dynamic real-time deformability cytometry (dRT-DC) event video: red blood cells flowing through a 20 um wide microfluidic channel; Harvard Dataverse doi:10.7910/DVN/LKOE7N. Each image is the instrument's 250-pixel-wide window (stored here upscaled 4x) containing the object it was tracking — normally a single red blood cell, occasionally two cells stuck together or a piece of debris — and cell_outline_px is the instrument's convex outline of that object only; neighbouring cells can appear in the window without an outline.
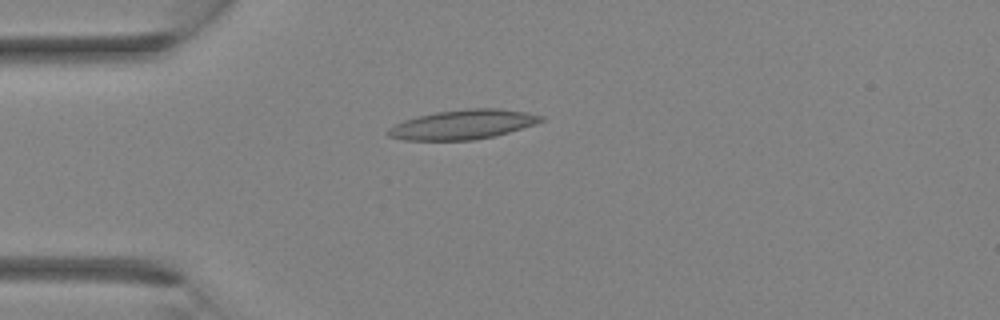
{"species": "Egyptian fruit bat (a non-hibernating species)", "species_latin": "Rousettus aegyptiacus", "temperature_condition": "room temperature", "stored_images_in_passage": 1, "camera_frame_rate_fps": 3000, "um_per_image_px": 0.085, "animal": {"sex": "female"}, "frame": {"image": 1, "passage_image": 1, "time_ms": 0.0, "image_size_px": [1000, 320], "cell_outline_px": [[544, 120], [536, 124], [496, 136], [476, 140], [404, 140], [388, 136], [384, 132], [388, 128], [404, 120], [436, 112], [468, 108], [500, 108], [528, 112], [544, 116]], "centroid_in_image_um": [39.38, 10.58], "position_along_channel_um": 45.6, "area_um2": 26.47}}